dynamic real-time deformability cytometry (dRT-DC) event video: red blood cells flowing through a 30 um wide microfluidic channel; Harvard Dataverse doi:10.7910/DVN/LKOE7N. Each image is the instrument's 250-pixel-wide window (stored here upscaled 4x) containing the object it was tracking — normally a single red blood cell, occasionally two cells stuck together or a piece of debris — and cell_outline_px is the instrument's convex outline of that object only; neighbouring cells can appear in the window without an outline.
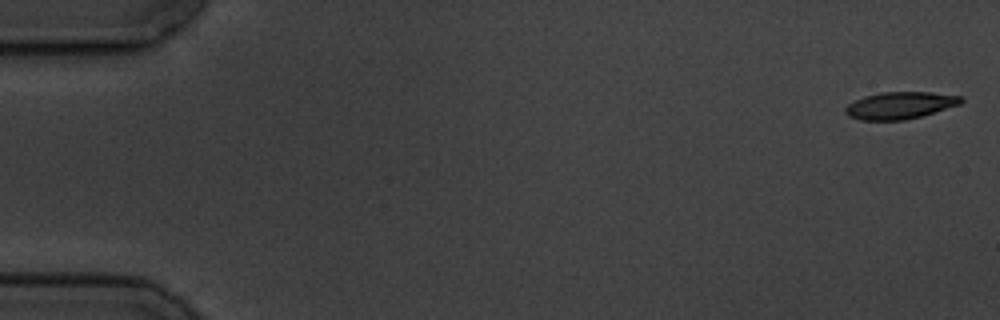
{"species": "common noctule bat (a hibernating species)", "species_latin": "Nyctalus noctula", "temperature_condition": "cold", "stored_images_in_passage": 6, "camera_frame_rate_fps": 3000, "um_per_image_px": 0.085, "animal": {"sex": "male", "body_mass_g": 19.5, "forearm_length_mm": 54.6}, "frame": {"image": 1, "passage_image": 1, "time_ms": 0.0, "image_size_px": [1000, 320], "cell_outline_px": [[964, 100], [960, 104], [920, 116], [904, 120], [860, 120], [848, 116], [844, 112], [844, 108], [848, 104], [864, 96], [880, 92], [928, 92], [964, 96]], "centroid_in_image_um": [76.48, 8.95], "position_along_channel_um": 8.5, "area_um2": 18.21}}